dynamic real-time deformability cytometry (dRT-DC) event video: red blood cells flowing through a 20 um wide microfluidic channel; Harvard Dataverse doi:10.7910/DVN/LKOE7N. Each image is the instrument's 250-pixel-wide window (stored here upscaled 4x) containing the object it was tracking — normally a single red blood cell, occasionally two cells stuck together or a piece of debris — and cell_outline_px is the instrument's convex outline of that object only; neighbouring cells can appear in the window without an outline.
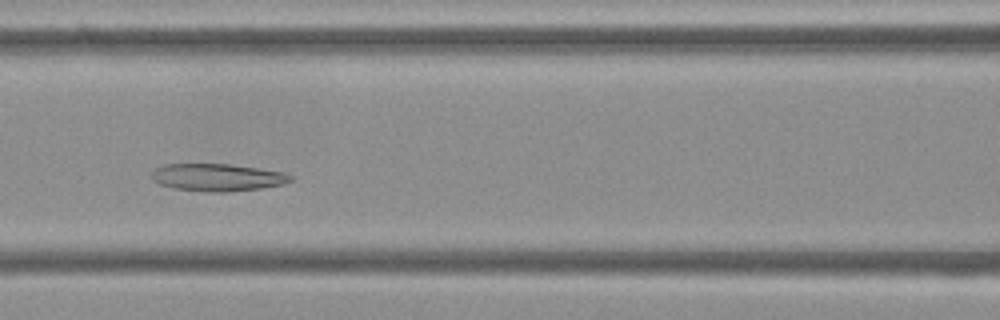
{"species": "Egyptian fruit bat (a non-hibernating species)", "species_latin": "Rousettus aegyptiacus", "temperature_condition": "cold", "stored_images_in_passage": 51, "camera_frame_rate_fps": 3000, "um_per_image_px": 0.085, "frame": {"image": 1, "passage_image": 20, "time_ms": 6.333, "image_size_px": [1000, 320], "cell_outline_px": [[296, 176], [292, 180], [284, 184], [260, 188], [228, 192], [200, 192], [172, 188], [160, 184], [152, 180], [152, 172], [156, 168], [164, 164], [228, 164], [284, 172]], "centroid_in_image_um": [18.49, 15.09], "position_along_channel_um": 148.1, "area_um2": 22.37}}
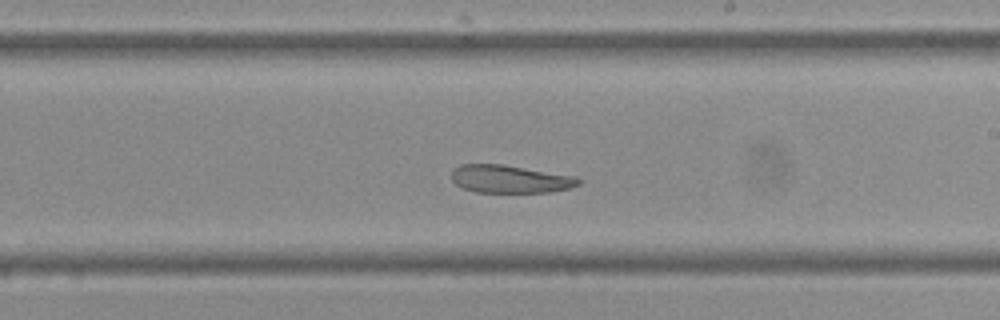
{"frame": {"image": 2, "passage_image": 28, "time_ms": 9.0, "image_size_px": [1000, 320], "cell_outline_px": [[580, 184], [568, 188], [548, 192], [476, 192], [464, 188], [456, 184], [452, 180], [452, 168], [460, 164], [504, 164], [576, 176], [580, 180]], "centroid_in_image_um": [43.33, 15.2], "position_along_channel_um": 245.7, "area_um2": 20.63}}
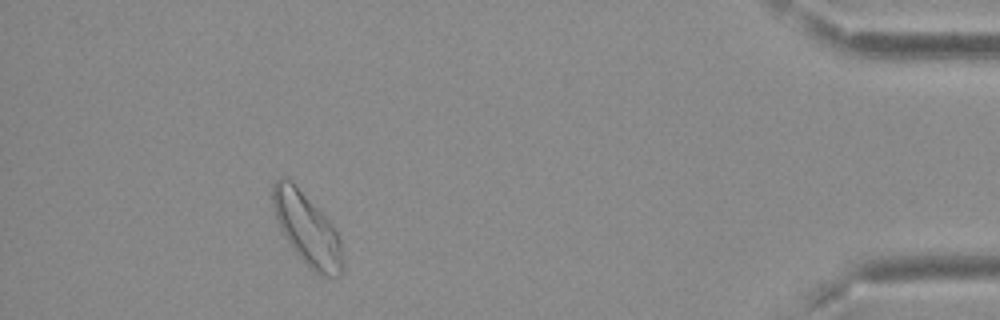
{"frame": {"image": 3, "passage_image": 46, "time_ms": 15.0, "image_size_px": [1000, 320], "cell_outline_px": [[344, 272], [340, 276], [320, 276], [292, 248], [284, 236], [276, 220], [272, 204], [272, 184], [280, 176], [288, 176], [292, 180], [336, 228], [340, 240], [344, 264]], "centroid_in_image_um": [26.1, 19.43], "position_along_channel_um": 409.1, "area_um2": 29.48}, "authors_computed_cell_mechanics": {"area_um2": 25.721, "velocity_mm_per_s": 3.6791, "shape_relaxation_time_tau1_ms": null, "shape_relaxation_time_tau2_ms": 7.3302, "deformation_change_tau1": null, "deformation_change_tau2": 0.1291}}